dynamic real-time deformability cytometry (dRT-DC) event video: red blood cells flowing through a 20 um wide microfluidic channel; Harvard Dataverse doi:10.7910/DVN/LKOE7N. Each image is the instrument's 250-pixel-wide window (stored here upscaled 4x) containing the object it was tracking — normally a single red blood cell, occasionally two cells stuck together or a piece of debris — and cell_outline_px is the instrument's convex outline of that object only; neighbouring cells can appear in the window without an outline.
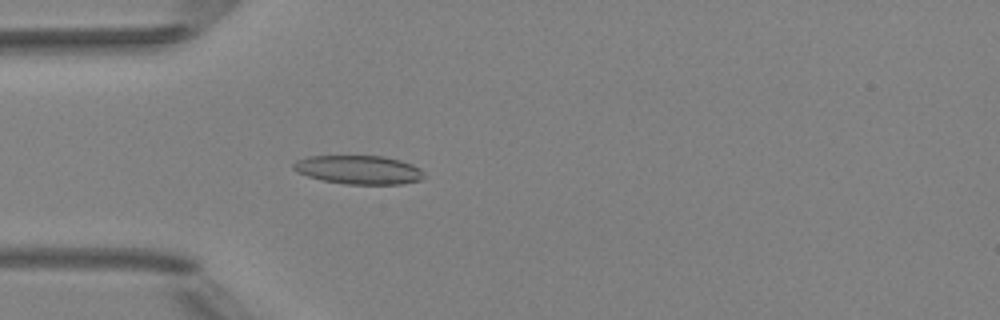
{"species": "Egyptian fruit bat (a non-hibernating species)", "species_latin": "Rousettus aegyptiacus", "temperature_condition": "room temperature", "stored_images_in_passage": 4, "camera_frame_rate_fps": 3000, "um_per_image_px": 0.085, "animal": {"sex": "female"}, "frame": {"image": 1, "passage_image": 4, "time_ms": 3.667, "image_size_px": [1000, 320], "cell_outline_px": [[424, 176], [420, 180], [400, 184], [344, 184], [324, 180], [308, 176], [296, 172], [292, 168], [292, 164], [296, 160], [308, 156], [384, 156], [400, 160], [412, 164], [420, 168]], "centroid_in_image_um": [30.47, 14.42], "position_along_channel_um": 54.5, "area_um2": 21.85}}